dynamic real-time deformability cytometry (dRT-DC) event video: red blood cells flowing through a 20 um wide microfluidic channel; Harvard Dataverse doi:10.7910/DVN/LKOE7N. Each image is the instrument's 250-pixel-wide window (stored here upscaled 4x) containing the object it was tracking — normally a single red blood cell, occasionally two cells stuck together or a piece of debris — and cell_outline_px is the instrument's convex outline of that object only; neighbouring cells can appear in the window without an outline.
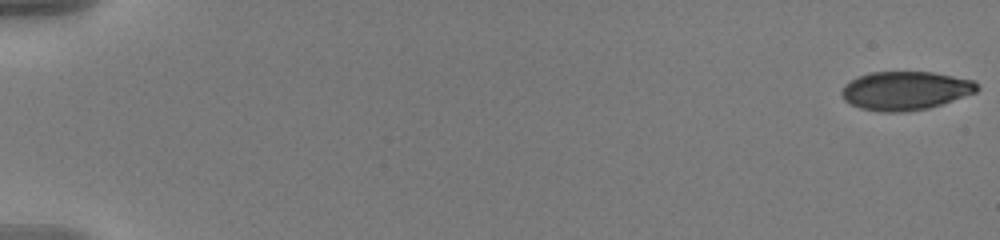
{"species": "human", "species_latin": "Homo sapiens", "temperature_condition": "warm", "stored_images_in_passage": 57, "camera_frame_rate_fps": 3000, "um_per_image_px": 0.085, "donor": {"sex": "male"}, "frame": {"image": 1, "passage_image": 1, "time_ms": 0.0, "image_size_px": [1000, 240], "cell_outline_px": [[980, 88], [976, 92], [928, 108], [900, 112], [884, 112], [860, 108], [844, 100], [840, 92], [844, 84], [856, 76], [868, 72], [932, 72], [972, 80]], "centroid_in_image_um": [76.89, 7.69], "position_along_channel_um": 8.1, "area_um2": 30.35}}
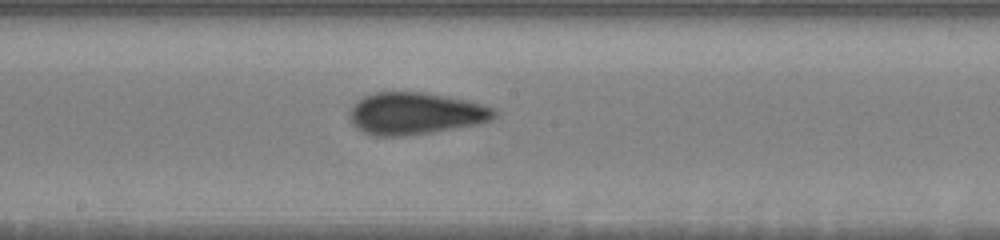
{"frame": {"image": 2, "passage_image": 33, "time_ms": 10.667, "image_size_px": [1000, 240], "cell_outline_px": [[496, 116], [488, 120], [476, 124], [432, 132], [404, 136], [376, 136], [364, 132], [356, 128], [352, 124], [348, 116], [348, 112], [352, 104], [364, 96], [372, 92], [424, 92], [472, 100], [496, 108]], "centroid_in_image_um": [35.28, 9.63], "position_along_channel_um": 212.9, "area_um2": 35.84}}
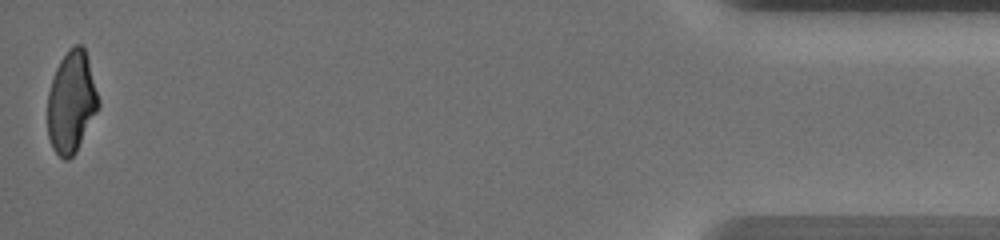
{"frame": {"image": 3, "passage_image": 57, "time_ms": 18.667, "image_size_px": [1000, 240], "cell_outline_px": [[100, 104], [76, 152], [68, 160], [64, 160], [52, 148], [48, 136], [48, 92], [56, 68], [60, 60], [72, 44], [80, 44], [84, 48], [88, 60], [100, 100]], "centroid_in_image_um": [6.07, 8.67], "position_along_channel_um": 429.1, "area_um2": 29.94}, "authors_computed_cell_mechanics": {"area_um2": 32.8304, "velocity_mm_per_s": 3.6515, "shape_relaxation_time_tau1_ms": null, "shape_relaxation_time_tau2_ms": 1.0149, "deformation_change_tau1": null, "deformation_change_tau2": 0.0579}}